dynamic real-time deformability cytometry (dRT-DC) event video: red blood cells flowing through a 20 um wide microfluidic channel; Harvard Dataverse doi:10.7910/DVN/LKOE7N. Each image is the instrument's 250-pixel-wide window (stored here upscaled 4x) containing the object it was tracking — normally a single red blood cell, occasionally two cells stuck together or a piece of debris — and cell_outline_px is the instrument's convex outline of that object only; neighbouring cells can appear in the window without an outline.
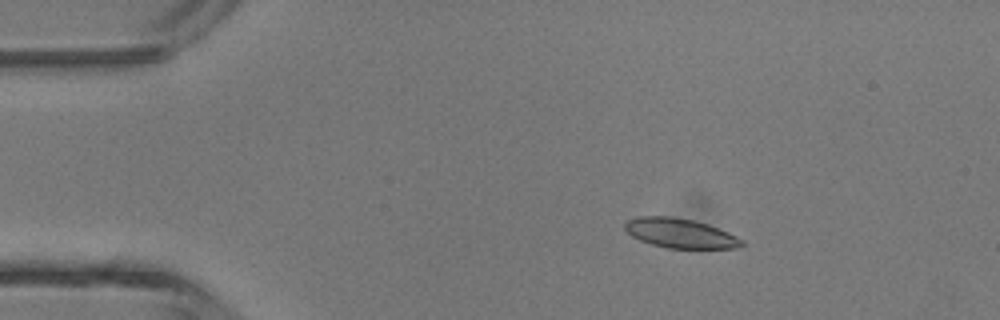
{"species": "common noctule bat (a hibernating species)", "species_latin": "Nyctalus noctula", "temperature_condition": "room temperature", "stored_images_in_passage": 6, "camera_frame_rate_fps": 3000, "um_per_image_px": 0.085, "animal": {"sex": "male", "body_mass_g": 13.3}, "frame": {"image": 1, "passage_image": 3, "time_ms": 2.333, "image_size_px": [1000, 320], "cell_outline_px": [[744, 244], [736, 248], [668, 248], [652, 244], [640, 240], [632, 236], [624, 228], [624, 224], [628, 220], [640, 216], [668, 216], [692, 220], [708, 224], [728, 232], [744, 240]], "centroid_in_image_um": [57.82, 19.82], "position_along_channel_um": 27.2, "area_um2": 19.94}}
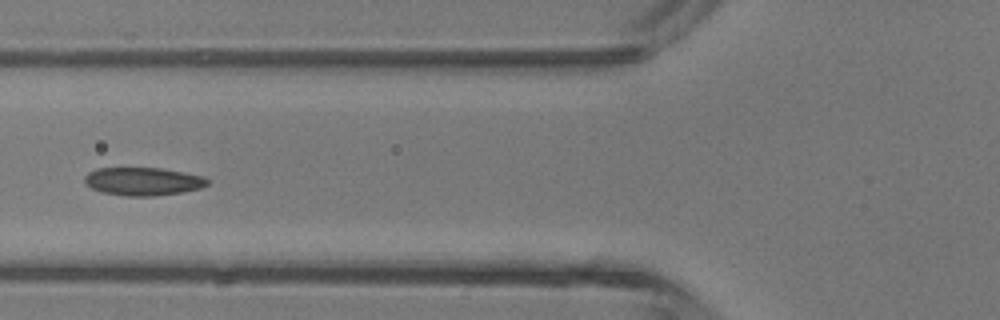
{"frame": {"image": 2, "passage_image": 6, "time_ms": 5.667, "image_size_px": [1000, 320], "cell_outline_px": [[208, 184], [200, 188], [184, 192], [152, 196], [124, 196], [100, 192], [84, 184], [84, 176], [88, 172], [96, 168], [160, 168], [204, 176], [208, 180]], "centroid_in_image_um": [12.12, 15.42], "position_along_channel_um": 113.7, "area_um2": 20.23}}